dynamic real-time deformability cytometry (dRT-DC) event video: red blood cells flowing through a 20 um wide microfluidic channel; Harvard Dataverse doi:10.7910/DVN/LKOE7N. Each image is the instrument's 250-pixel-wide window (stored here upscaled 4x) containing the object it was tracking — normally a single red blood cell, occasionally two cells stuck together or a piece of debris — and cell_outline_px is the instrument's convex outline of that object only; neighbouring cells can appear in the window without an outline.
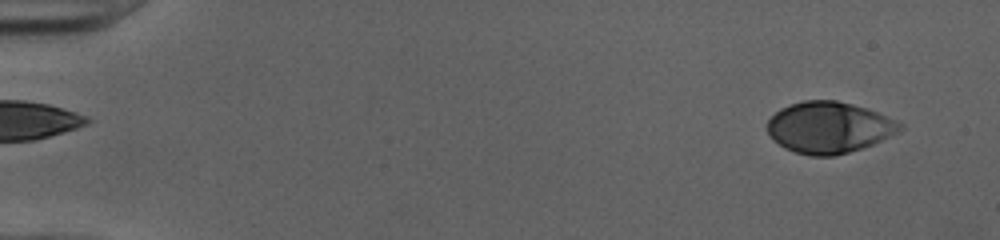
{"species": "human", "species_latin": "Homo sapiens", "temperature_condition": "cold", "stored_images_in_passage": 51, "camera_frame_rate_fps": 3000, "um_per_image_px": 0.085, "donor": {"sex": "female"}, "frame": {"image": 1, "passage_image": 3, "time_ms": 0.667, "image_size_px": [1000, 240], "cell_outline_px": [[904, 128], [900, 132], [872, 144], [836, 156], [808, 156], [784, 148], [772, 140], [768, 132], [768, 120], [780, 108], [804, 100], [836, 100], [852, 104], [876, 112], [904, 124]], "centroid_in_image_um": [70.45, 10.84], "position_along_channel_um": 14.5, "area_um2": 39.59}}
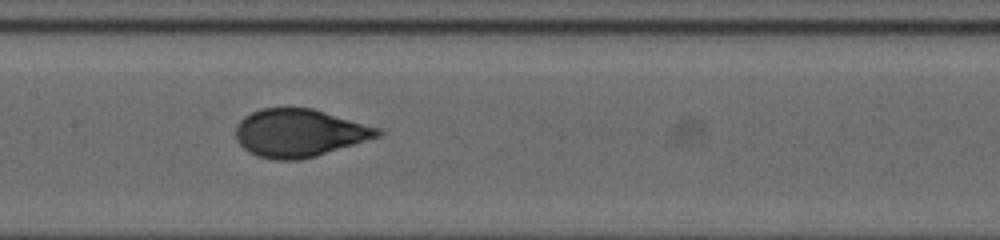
{"frame": {"image": 2, "passage_image": 26, "time_ms": 8.333, "image_size_px": [1000, 240], "cell_outline_px": [[384, 132], [380, 136], [316, 156], [296, 160], [272, 160], [256, 156], [248, 152], [240, 144], [236, 136], [236, 124], [244, 116], [260, 108], [312, 108], [380, 128]], "centroid_in_image_um": [25.42, 11.3], "position_along_channel_um": 182.0, "area_um2": 39.54}}
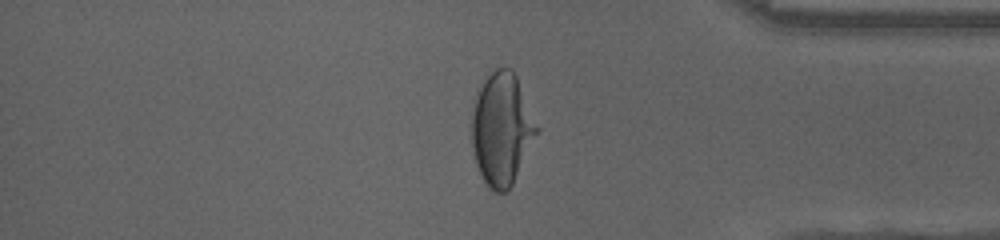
{"frame": {"image": 3, "passage_image": 43, "time_ms": 14.0, "image_size_px": [1000, 240], "cell_outline_px": [[540, 132], [512, 184], [504, 192], [492, 192], [488, 188], [476, 164], [472, 144], [468, 116], [476, 88], [496, 68], [508, 68], [516, 76], [540, 128]], "centroid_in_image_um": [42.61, 10.95], "position_along_channel_um": 392.6, "area_um2": 43.52}, "authors_computed_cell_mechanics": {"area_um2": 39.882, "velocity_mm_per_s": 4.0152, "shape_relaxation_time_tau1_ms": 6.3303, "shape_relaxation_time_tau2_ms": null, "deformation_change_tau1": 0.2389, "deformation_change_tau2": null}}